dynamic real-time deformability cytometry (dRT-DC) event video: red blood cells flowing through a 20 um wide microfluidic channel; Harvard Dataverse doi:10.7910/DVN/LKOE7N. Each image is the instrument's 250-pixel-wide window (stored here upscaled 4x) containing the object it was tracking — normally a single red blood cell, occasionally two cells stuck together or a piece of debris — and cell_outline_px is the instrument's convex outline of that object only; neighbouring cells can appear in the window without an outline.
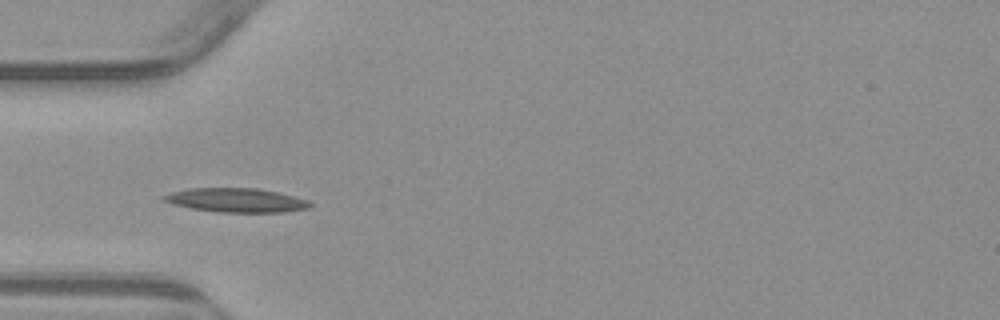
{"species": "common noctule bat (a hibernating species)", "species_latin": "Nyctalus noctula", "temperature_condition": "warm", "stored_images_in_passage": 39, "camera_frame_rate_fps": 3000, "um_per_image_px": 0.085, "animal": {"sex": "male", "body_mass_g": 23.1, "forearm_length_mm": 52.7}, "frame": {"image": 1, "passage_image": 2, "time_ms": 0.333, "image_size_px": [1000, 320], "cell_outline_px": [[312, 204], [308, 208], [284, 212], [220, 212], [192, 208], [176, 204], [164, 200], [160, 196], [172, 192], [188, 188], [260, 188], [308, 200]], "centroid_in_image_um": [20.09, 17.01], "position_along_channel_um": 64.9, "area_um2": 20.23}}
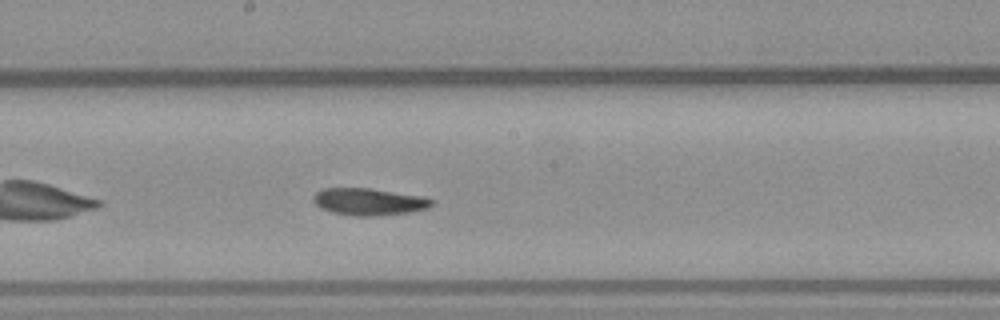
{"frame": {"image": 2, "passage_image": 14, "time_ms": 4.333, "image_size_px": [1000, 320], "cell_outline_px": [[432, 204], [428, 208], [412, 212], [372, 216], [352, 216], [332, 212], [320, 208], [312, 200], [312, 196], [316, 192], [324, 188], [368, 188], [424, 196], [432, 200]], "centroid_in_image_um": [31.33, 17.15], "position_along_channel_um": 216.9, "area_um2": 18.73}}
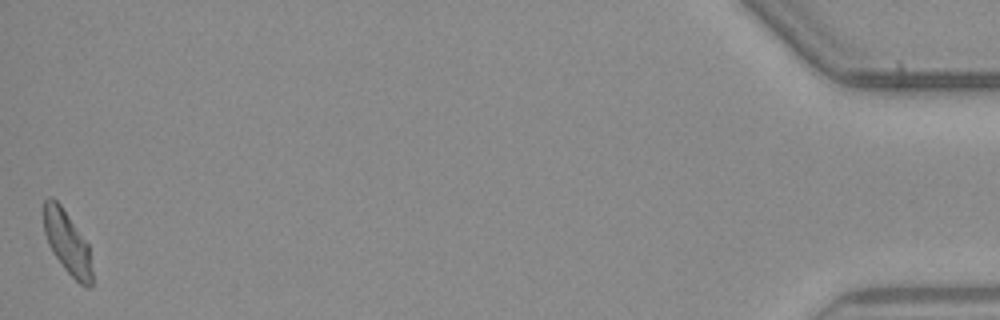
{"frame": {"image": 3, "passage_image": 39, "time_ms": 12.667, "image_size_px": [1000, 320], "cell_outline_px": [[92, 288], [88, 288], [80, 284], [64, 268], [52, 252], [48, 244], [44, 232], [44, 200], [48, 196], [52, 196], [60, 204], [88, 244], [92, 272]], "centroid_in_image_um": [5.71, 20.62], "position_along_channel_um": 429.5, "area_um2": 17.63}, "authors_computed_cell_mechanics": {"area_um2": 18.2648, "velocity_mm_per_s": 3.7913, "shape_relaxation_time_tau1_ms": 10.55, "shape_relaxation_time_tau2_ms": null, "deformation_change_tau1": 0.25, "deformation_change_tau2": null}}